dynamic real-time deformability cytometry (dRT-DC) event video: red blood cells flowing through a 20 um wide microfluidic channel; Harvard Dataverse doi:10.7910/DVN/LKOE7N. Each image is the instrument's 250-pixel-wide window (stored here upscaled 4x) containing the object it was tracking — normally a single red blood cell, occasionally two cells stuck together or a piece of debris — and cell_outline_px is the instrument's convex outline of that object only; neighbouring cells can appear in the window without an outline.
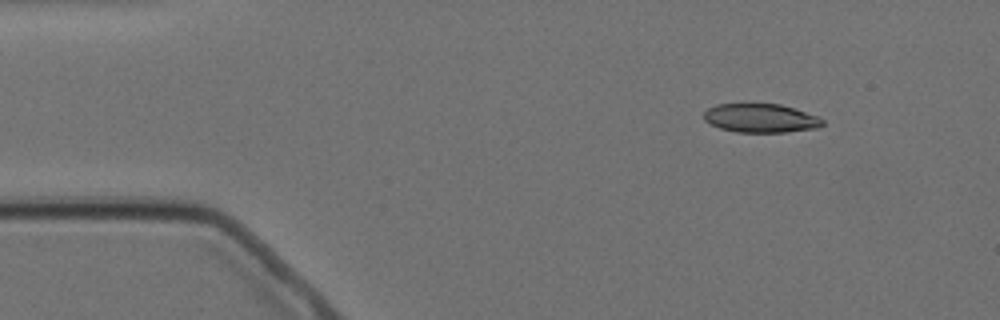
{"species": "Egyptian fruit bat (a non-hibernating species)", "species_latin": "Rousettus aegyptiacus", "temperature_condition": "cold", "stored_images_in_passage": 3, "camera_frame_rate_fps": 3000, "um_per_image_px": 0.085, "animal": {"sex": "female"}, "frame": {"image": 1, "passage_image": 1, "time_ms": 0.0, "image_size_px": [1000, 320], "cell_outline_px": [[824, 124], [820, 128], [784, 132], [736, 132], [720, 128], [704, 120], [704, 112], [708, 108], [716, 104], [780, 104], [816, 116], [824, 120]], "centroid_in_image_um": [64.65, 10.05], "position_along_channel_um": 20.3, "area_um2": 19.77}}
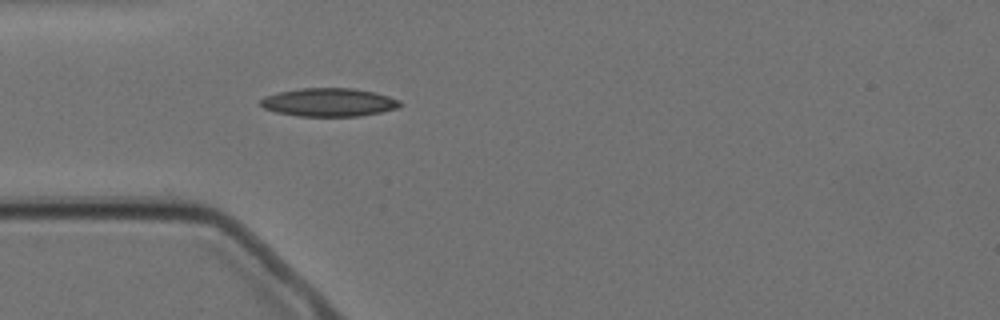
{"frame": {"image": 2, "passage_image": 3, "time_ms": 3.0, "image_size_px": [1000, 320], "cell_outline_px": [[404, 104], [396, 108], [380, 112], [360, 116], [296, 116], [276, 112], [264, 108], [260, 104], [260, 100], [264, 96], [280, 92], [300, 88], [352, 88], [372, 92], [388, 96], [400, 100]], "centroid_in_image_um": [27.95, 8.7], "position_along_channel_um": 57.1, "area_um2": 22.95}}